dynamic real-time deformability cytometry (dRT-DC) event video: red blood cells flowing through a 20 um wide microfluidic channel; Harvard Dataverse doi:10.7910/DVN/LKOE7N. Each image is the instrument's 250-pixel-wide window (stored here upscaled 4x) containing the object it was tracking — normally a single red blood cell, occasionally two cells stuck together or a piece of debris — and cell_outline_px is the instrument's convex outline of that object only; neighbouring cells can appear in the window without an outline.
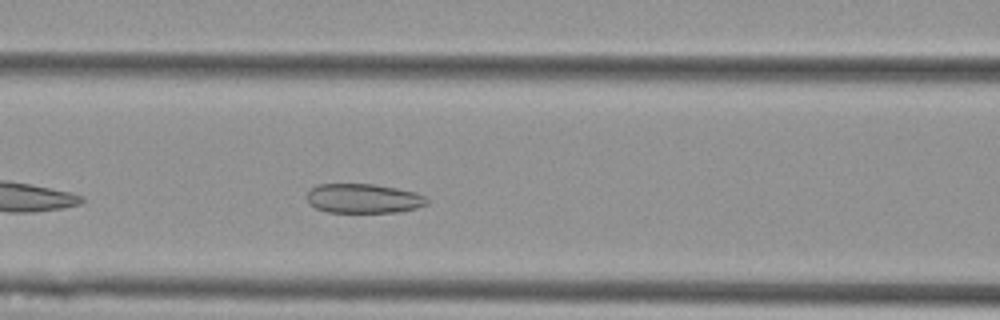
{"species": "Egyptian fruit bat (a non-hibernating species)", "species_latin": "Rousettus aegyptiacus", "temperature_condition": "cold", "stored_images_in_passage": 38, "camera_frame_rate_fps": 3000, "um_per_image_px": 0.085, "animal": {"sex": "female"}, "frame": {"image": 1, "passage_image": 9, "time_ms": 2.667, "image_size_px": [1000, 320], "cell_outline_px": [[428, 204], [416, 208], [396, 212], [328, 212], [316, 208], [308, 204], [308, 192], [316, 184], [372, 184], [396, 188], [416, 192], [424, 196], [428, 200]], "centroid_in_image_um": [30.89, 16.87], "position_along_channel_um": 135.7, "area_um2": 20.52}}
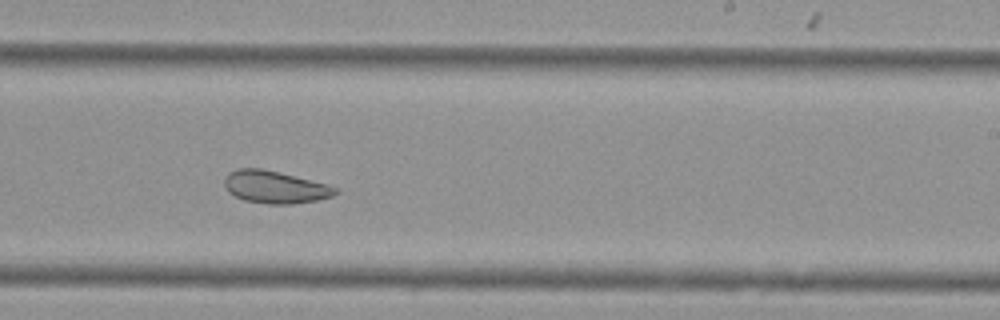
{"frame": {"image": 2, "passage_image": 20, "time_ms": 6.333, "image_size_px": [1000, 320], "cell_outline_px": [[340, 192], [332, 196], [316, 200], [292, 204], [268, 204], [244, 200], [228, 192], [224, 184], [224, 180], [228, 172], [236, 168], [260, 168], [328, 184], [340, 188]], "centroid_in_image_um": [23.39, 15.9], "position_along_channel_um": 265.6, "area_um2": 20.98}}
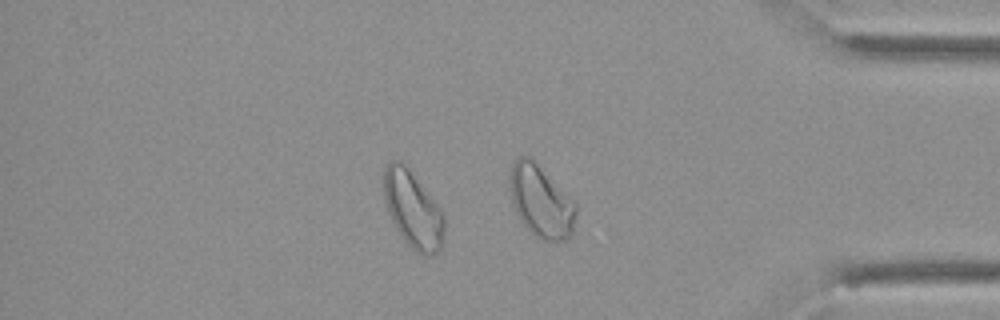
{"frame": {"image": 3, "passage_image": 32, "time_ms": 10.333, "image_size_px": [1000, 320], "cell_outline_px": [[444, 240], [440, 248], [432, 256], [424, 256], [416, 252], [400, 236], [392, 220], [384, 196], [384, 168], [392, 160], [400, 160], [404, 164], [444, 212]], "centroid_in_image_um": [35.12, 17.85], "position_along_channel_um": 400.1, "area_um2": 26.76}, "authors_computed_cell_mechanics": {"area_um2": 21.7328, "velocity_mm_per_s": 3.5637, "shape_relaxation_time_tau1_ms": null, "shape_relaxation_time_tau2_ms": 2.9963, "deformation_change_tau1": null, "deformation_change_tau2": 0.0882}}